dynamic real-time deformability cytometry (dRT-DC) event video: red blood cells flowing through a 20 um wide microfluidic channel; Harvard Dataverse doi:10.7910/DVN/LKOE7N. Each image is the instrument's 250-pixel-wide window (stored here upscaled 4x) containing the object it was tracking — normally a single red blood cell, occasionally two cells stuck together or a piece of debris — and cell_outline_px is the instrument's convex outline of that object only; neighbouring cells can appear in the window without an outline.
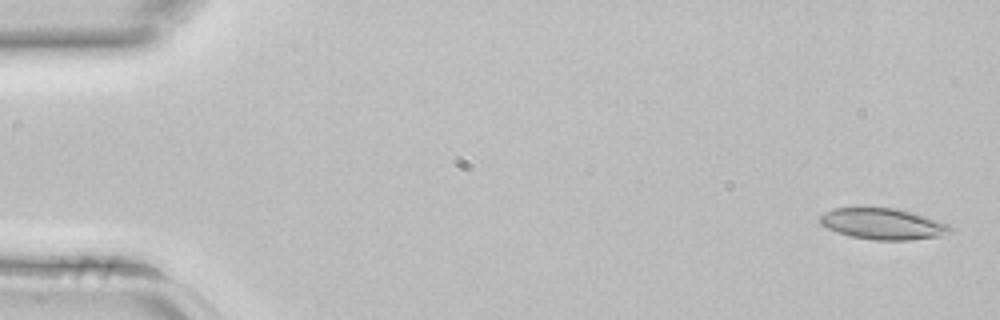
{"species": "common noctule bat (a hibernating species)", "species_latin": "Nyctalus noctula", "temperature_condition": "room temperature", "stored_images_in_passage": 3, "camera_frame_rate_fps": 3000, "um_per_image_px": 0.085, "animal": {"sex": "female", "body_mass_g": 22.7, "forearm_length_mm": 54.2}, "frame": {"image": 1, "passage_image": 1, "time_ms": 0.0, "image_size_px": [1000, 320], "cell_outline_px": [[952, 232], [940, 236], [908, 240], [872, 240], [852, 236], [836, 232], [820, 224], [820, 216], [824, 212], [832, 208], [900, 208], [948, 224], [952, 228]], "centroid_in_image_um": [75.04, 19.03], "position_along_channel_um": 10.0, "area_um2": 23.58}}
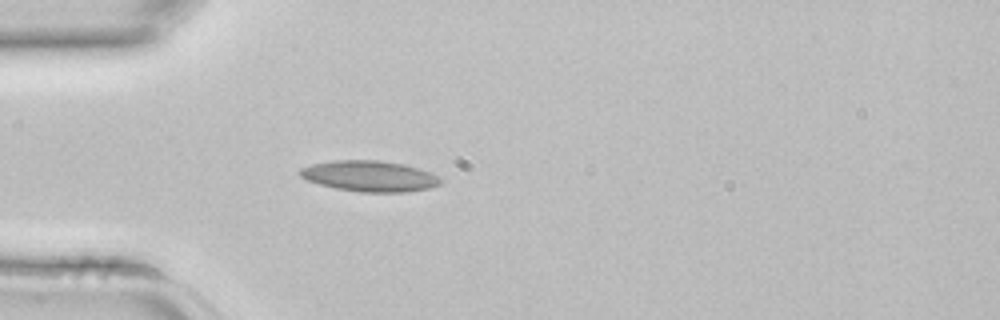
{"frame": {"image": 2, "passage_image": 3, "time_ms": 0.667, "image_size_px": [1000, 320], "cell_outline_px": [[444, 180], [440, 184], [428, 188], [408, 192], [360, 192], [336, 188], [320, 184], [308, 180], [300, 176], [296, 172], [300, 168], [312, 164], [332, 160], [380, 160], [404, 164], [428, 172]], "centroid_in_image_um": [31.38, 14.96], "position_along_channel_um": 53.6, "area_um2": 25.2}}